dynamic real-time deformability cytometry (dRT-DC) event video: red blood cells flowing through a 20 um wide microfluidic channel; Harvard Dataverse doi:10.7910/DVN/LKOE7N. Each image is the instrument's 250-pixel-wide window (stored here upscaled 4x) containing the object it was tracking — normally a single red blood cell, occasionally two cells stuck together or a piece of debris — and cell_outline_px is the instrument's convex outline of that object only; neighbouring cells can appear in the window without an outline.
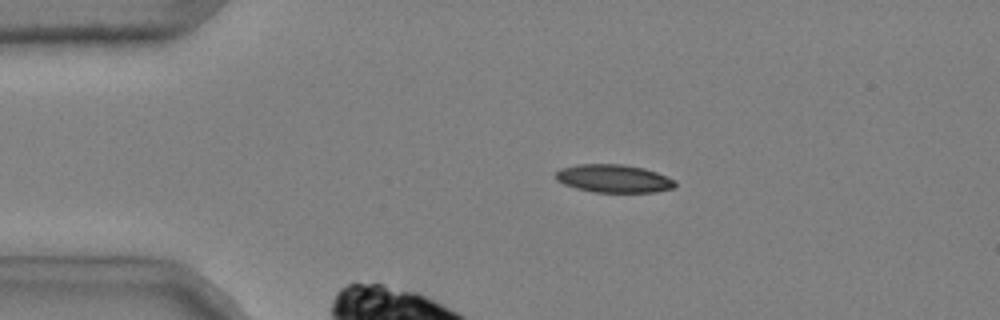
{"species": "common noctule bat (a hibernating species)", "species_latin": "Nyctalus noctula", "temperature_condition": "cold", "stored_images_in_passage": 47, "camera_frame_rate_fps": 3000, "um_per_image_px": 0.085, "animal": {"sex": "male", "body_mass_g": 20.4}, "frame": {"image": 1, "passage_image": 10, "time_ms": 3.0, "image_size_px": [1000, 320], "cell_outline_px": [[676, 184], [672, 188], [656, 192], [596, 192], [576, 188], [564, 184], [556, 180], [556, 172], [560, 168], [576, 164], [624, 164], [644, 168], [656, 172], [676, 180]], "centroid_in_image_um": [52.16, 15.17], "position_along_channel_um": 32.8, "area_um2": 19.54}}